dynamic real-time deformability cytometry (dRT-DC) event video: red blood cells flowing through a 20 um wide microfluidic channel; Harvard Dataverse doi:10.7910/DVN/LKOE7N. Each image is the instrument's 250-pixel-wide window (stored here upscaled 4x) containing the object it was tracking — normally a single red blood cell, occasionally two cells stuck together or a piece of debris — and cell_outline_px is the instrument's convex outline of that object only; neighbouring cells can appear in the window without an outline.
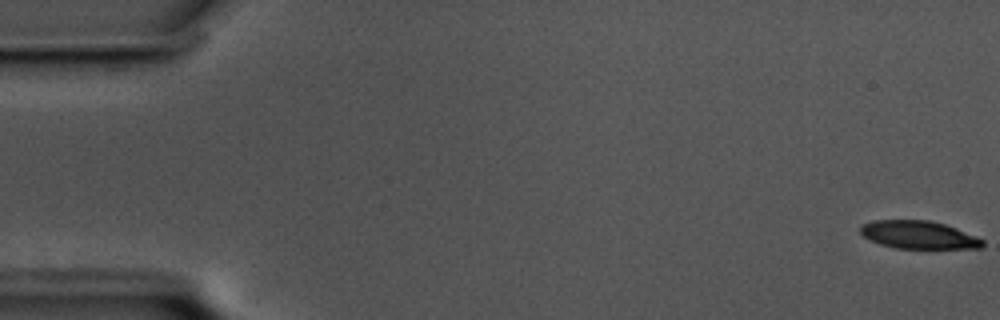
{"species": "common noctule bat (a hibernating species)", "species_latin": "Nyctalus noctula", "temperature_condition": "cold", "stored_images_in_passage": 59, "camera_frame_rate_fps": 3000, "um_per_image_px": 0.085, "animal": {"sex": "male", "body_mass_g": 17.5, "forearm_length_mm": 52.3}, "frame": {"image": 1, "passage_image": 1, "time_ms": 0.0, "image_size_px": [1000, 320], "cell_outline_px": [[984, 244], [980, 248], [896, 248], [880, 244], [864, 236], [860, 232], [860, 228], [864, 224], [872, 220], [928, 220], [944, 224], [956, 228], [984, 240]], "centroid_in_image_um": [78.08, 19.96], "position_along_channel_um": 6.9, "area_um2": 19.59}}
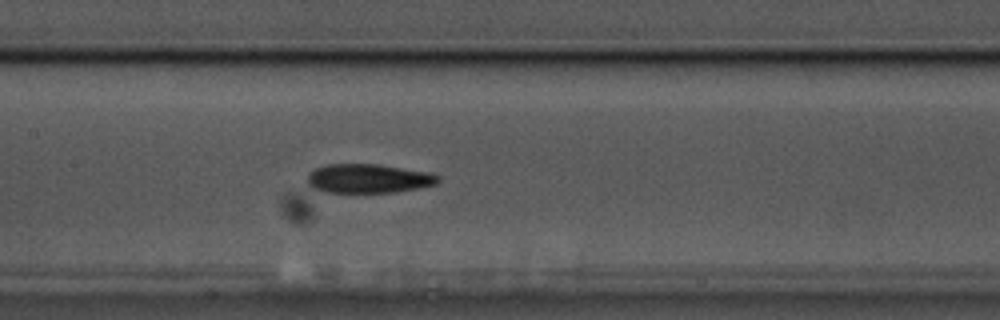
{"frame": {"image": 2, "passage_image": 28, "time_ms": 9.0, "image_size_px": [1000, 320], "cell_outline_px": [[440, 180], [436, 184], [396, 192], [324, 192], [312, 188], [304, 180], [308, 172], [316, 168], [328, 164], [380, 164], [428, 172], [440, 176]], "centroid_in_image_um": [31.26, 15.17], "position_along_channel_um": 176.1, "area_um2": 22.31}}
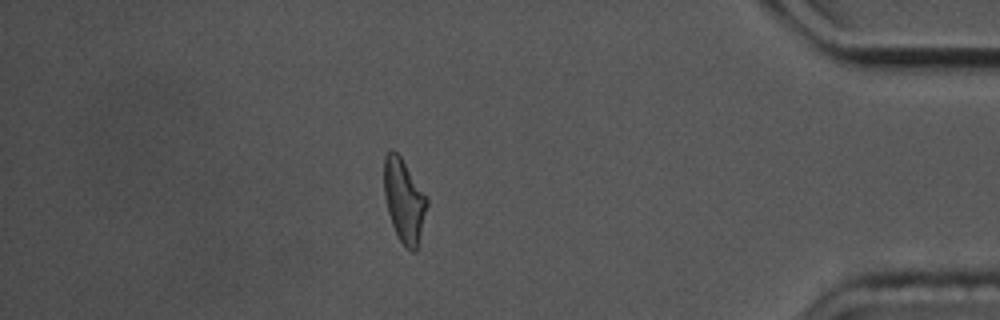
{"frame": {"image": 3, "passage_image": 51, "time_ms": 16.667, "image_size_px": [1000, 320], "cell_outline_px": [[428, 204], [416, 252], [412, 252], [400, 240], [392, 224], [388, 212], [384, 196], [384, 156], [392, 148], [400, 156], [428, 196]], "centroid_in_image_um": [34.35, 17.02], "position_along_channel_um": 400.8, "area_um2": 20.81}, "authors_computed_cell_mechanics": {"area_um2": 21.7906, "velocity_mm_per_s": 3.4625, "shape_relaxation_time_tau1_ms": 5.3386, "shape_relaxation_time_tau2_ms": 7.6454, "deformation_change_tau1": 0.1541, "deformation_change_tau2": 0.1826}}